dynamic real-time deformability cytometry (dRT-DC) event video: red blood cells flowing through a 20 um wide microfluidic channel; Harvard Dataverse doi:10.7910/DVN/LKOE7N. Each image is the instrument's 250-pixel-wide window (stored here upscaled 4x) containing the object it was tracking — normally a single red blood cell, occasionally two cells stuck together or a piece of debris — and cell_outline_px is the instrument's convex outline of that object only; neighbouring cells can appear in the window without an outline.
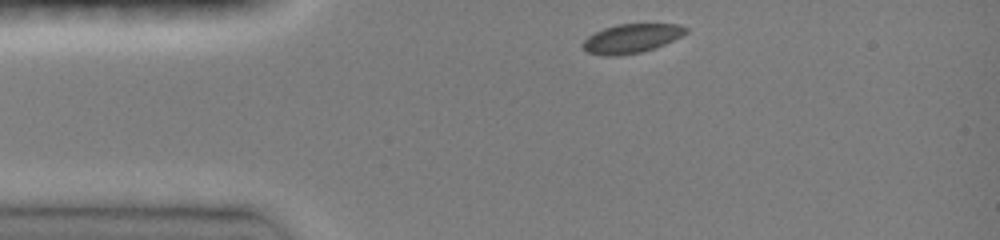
{"species": "common noctule bat (a hibernating species)", "species_latin": "Nyctalus noctula", "temperature_condition": "room temperature", "stored_images_in_passage": 33, "camera_frame_rate_fps": 3000, "um_per_image_px": 0.085, "animal": {"sex": "female", "body_mass_g": 19.0, "forearm_length_mm": 51.5}, "frame": {"image": 1, "passage_image": 1, "time_ms": 0.0, "image_size_px": [1000, 240], "cell_outline_px": [[688, 32], [656, 48], [640, 52], [620, 56], [604, 56], [588, 52], [580, 44], [588, 36], [604, 28], [616, 24], [676, 24], [688, 28]], "centroid_in_image_um": [53.65, 3.27], "position_along_channel_um": 31.3, "area_um2": 17.4}}
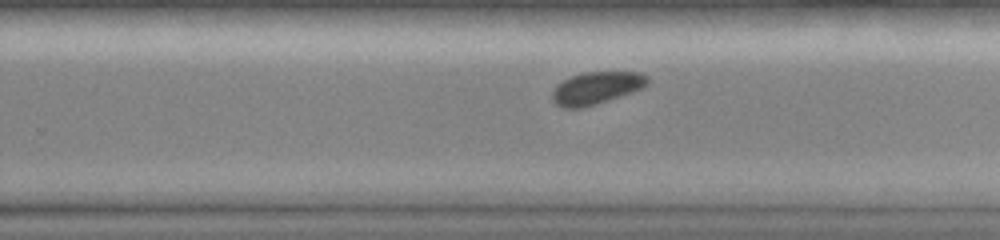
{"frame": {"image": 2, "passage_image": 22, "time_ms": 7.0, "image_size_px": [1000, 240], "cell_outline_px": [[648, 84], [644, 88], [596, 104], [580, 108], [564, 108], [556, 104], [552, 100], [552, 92], [556, 84], [572, 76], [584, 72], [640, 72], [648, 76]], "centroid_in_image_um": [50.69, 7.47], "position_along_channel_um": 279.1, "area_um2": 17.98}}
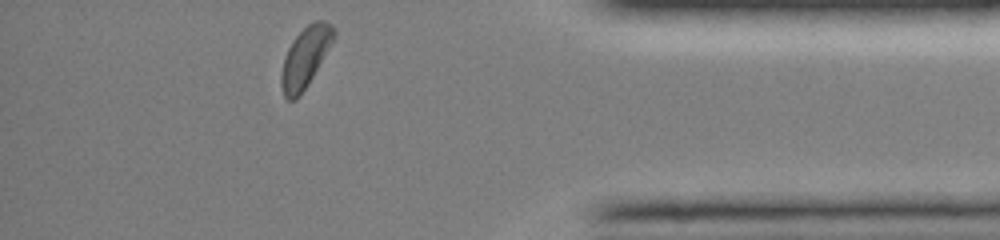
{"frame": {"image": 3, "passage_image": 33, "time_ms": 10.667, "image_size_px": [1000, 240], "cell_outline_px": [[336, 36], [308, 84], [296, 100], [288, 100], [284, 96], [280, 84], [280, 76], [284, 56], [292, 40], [308, 24], [316, 20], [324, 20], [332, 24], [336, 32]], "centroid_in_image_um": [25.94, 4.86], "position_along_channel_um": 409.3, "area_um2": 18.44}, "authors_computed_cell_mechanics": {"area_um2": 18.3226, "velocity_mm_per_s": 4.0643, "shape_relaxation_time_tau1_ms": 2.3551, "shape_relaxation_time_tau2_ms": null, "deformation_change_tau1": 0.0672, "deformation_change_tau2": null}}